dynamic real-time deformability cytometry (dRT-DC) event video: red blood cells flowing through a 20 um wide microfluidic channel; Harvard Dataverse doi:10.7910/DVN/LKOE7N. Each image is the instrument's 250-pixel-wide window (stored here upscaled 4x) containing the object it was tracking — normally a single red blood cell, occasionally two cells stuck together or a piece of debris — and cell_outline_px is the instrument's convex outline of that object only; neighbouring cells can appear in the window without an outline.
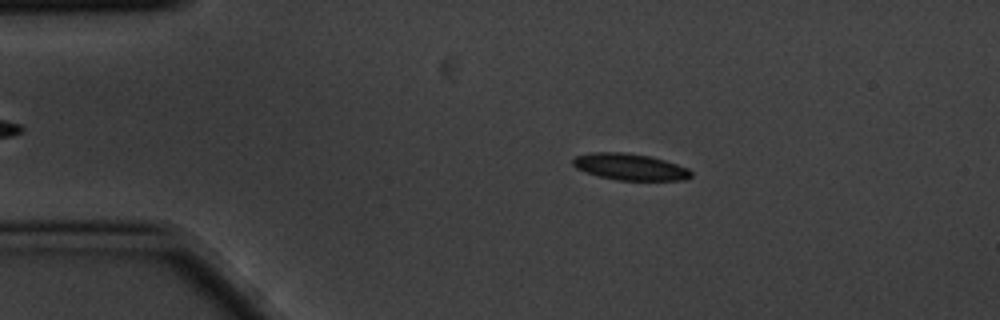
{"species": "common noctule bat (a hibernating species)", "species_latin": "Nyctalus noctula", "temperature_condition": "cold", "stored_images_in_passage": 5, "camera_frame_rate_fps": 3000, "um_per_image_px": 0.085, "animal": {"sex": "male", "body_mass_g": 20.1, "forearm_length_mm": 53.5}, "frame": {"image": 1, "passage_image": 3, "time_ms": 0.667, "image_size_px": [1000, 320], "cell_outline_px": [[692, 176], [688, 180], [616, 180], [600, 176], [576, 168], [572, 164], [572, 160], [576, 156], [592, 152], [624, 152], [652, 156], [688, 168], [692, 172]], "centroid_in_image_um": [53.58, 14.18], "position_along_channel_um": 31.4, "area_um2": 18.26}}
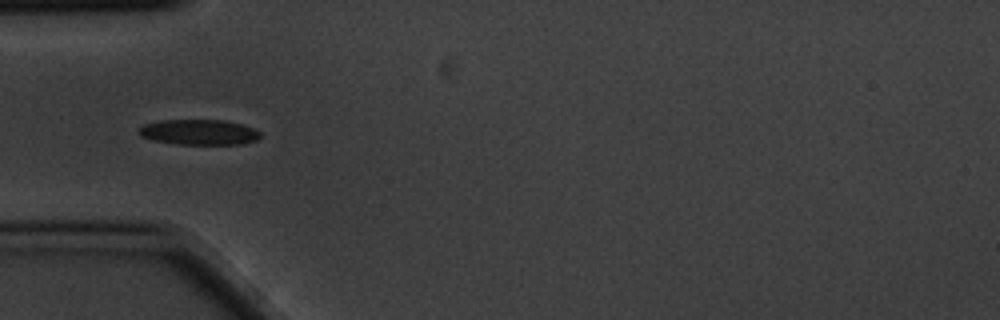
{"frame": {"image": 2, "passage_image": 5, "time_ms": 1.333, "image_size_px": [1000, 320], "cell_outline_px": [[260, 136], [256, 140], [240, 144], [176, 144], [152, 140], [140, 136], [136, 132], [144, 124], [160, 120], [224, 120], [240, 124], [252, 128], [260, 132]], "centroid_in_image_um": [16.86, 11.23], "position_along_channel_um": 68.1, "area_um2": 17.92}}